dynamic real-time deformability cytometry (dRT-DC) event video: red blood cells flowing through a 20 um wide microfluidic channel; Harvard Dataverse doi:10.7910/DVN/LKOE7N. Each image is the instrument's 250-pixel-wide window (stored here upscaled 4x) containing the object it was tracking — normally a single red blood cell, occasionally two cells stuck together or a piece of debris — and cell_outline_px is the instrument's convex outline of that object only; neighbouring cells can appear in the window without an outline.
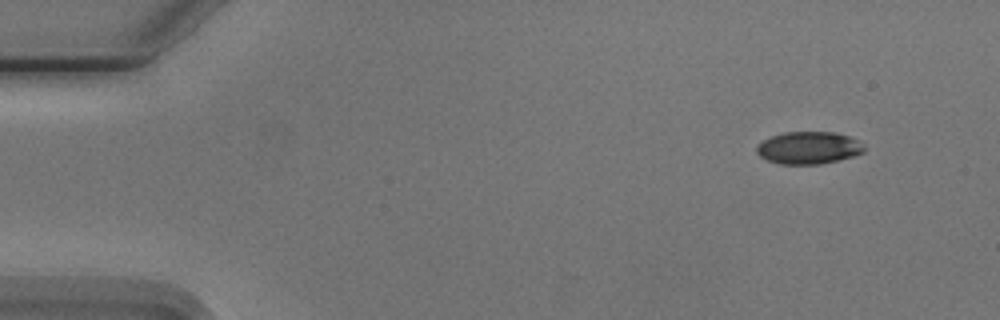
{"species": "Egyptian fruit bat (a non-hibernating species)", "species_latin": "Rousettus aegyptiacus", "temperature_condition": "cold", "stored_images_in_passage": 50, "camera_frame_rate_fps": 3000, "um_per_image_px": 0.085, "animal": {"sex": "male"}, "frame": {"image": 1, "passage_image": 1, "time_ms": 0.0, "image_size_px": [1000, 320], "cell_outline_px": [[864, 152], [856, 156], [820, 164], [780, 164], [768, 160], [760, 156], [756, 152], [756, 144], [772, 136], [784, 132], [836, 132], [860, 140], [864, 144]], "centroid_in_image_um": [68.76, 12.56], "position_along_channel_um": 16.2, "area_um2": 20.46}}
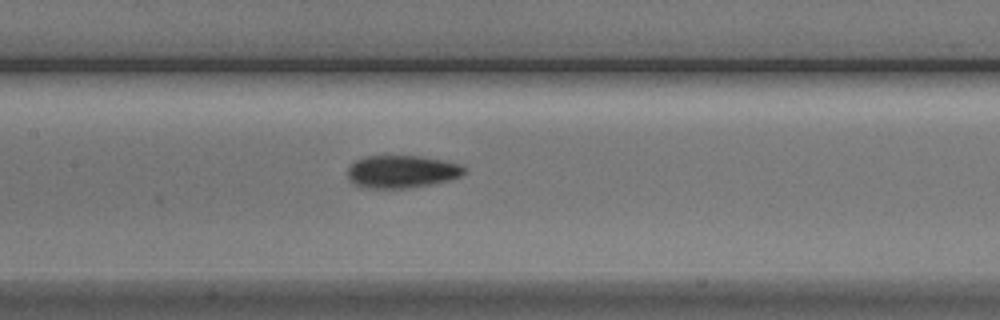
{"frame": {"image": 2, "passage_image": 22, "time_ms": 7.0, "image_size_px": [1000, 320], "cell_outline_px": [[468, 168], [460, 176], [448, 180], [432, 184], [408, 188], [368, 188], [352, 184], [348, 180], [348, 164], [364, 156], [420, 156], [444, 160], [464, 164]], "centroid_in_image_um": [34.15, 14.58], "position_along_channel_um": 173.3, "area_um2": 22.54}}
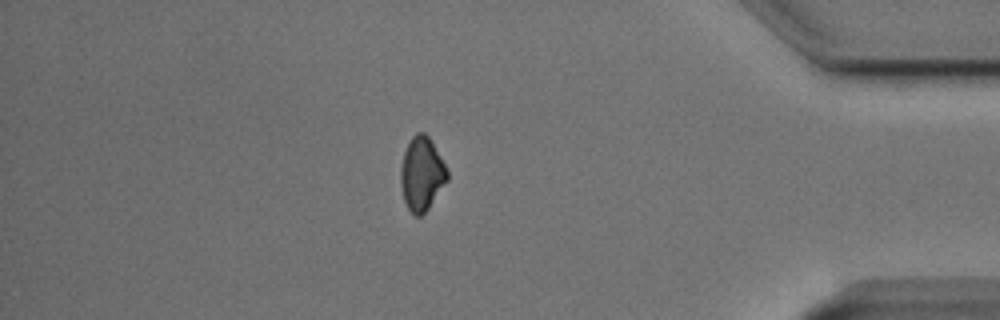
{"frame": {"image": 3, "passage_image": 43, "time_ms": 14.0, "image_size_px": [1000, 320], "cell_outline_px": [[448, 180], [428, 208], [420, 216], [416, 216], [408, 208], [404, 200], [400, 184], [400, 168], [404, 152], [412, 136], [416, 132], [424, 132], [432, 140], [448, 168]], "centroid_in_image_um": [35.86, 14.74], "position_along_channel_um": 399.3, "area_um2": 20.11}, "authors_computed_cell_mechanics": {"area_um2": 21.0681, "velocity_mm_per_s": 3.7582, "shape_relaxation_time_tau1_ms": 3.8083, "shape_relaxation_time_tau2_ms": 4.6261, "deformation_change_tau1": 0.1034, "deformation_change_tau2": 0.0697}}